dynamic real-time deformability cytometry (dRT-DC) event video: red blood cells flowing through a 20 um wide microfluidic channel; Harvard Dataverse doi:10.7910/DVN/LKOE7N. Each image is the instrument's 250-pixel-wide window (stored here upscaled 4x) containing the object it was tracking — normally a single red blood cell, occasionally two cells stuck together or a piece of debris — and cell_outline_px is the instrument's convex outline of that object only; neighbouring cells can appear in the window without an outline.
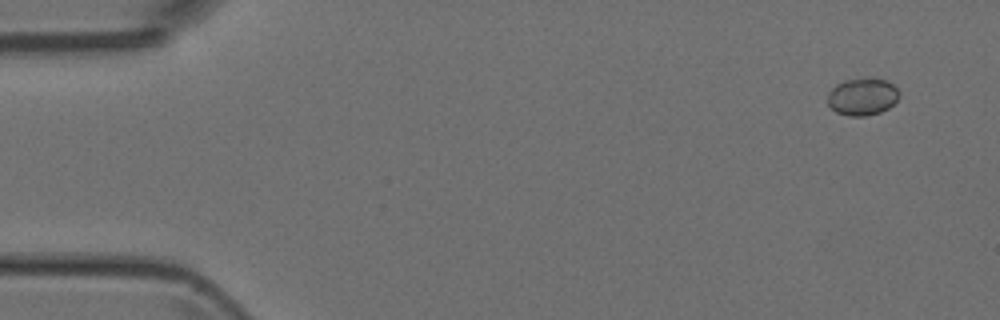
{"species": "Egyptian fruit bat (a non-hibernating species)", "species_latin": "Rousettus aegyptiacus", "temperature_condition": "room temperature", "stored_images_in_passage": 4, "camera_frame_rate_fps": 3000, "um_per_image_px": 0.085, "animal": {"sex": "female"}, "frame": {"image": 1, "passage_image": 1, "time_ms": 0.0, "image_size_px": [1000, 320], "cell_outline_px": [[900, 96], [888, 108], [880, 112], [864, 116], [848, 116], [836, 112], [828, 104], [828, 92], [836, 84], [844, 80], [868, 76], [872, 76], [884, 80], [892, 84], [900, 92]], "centroid_in_image_um": [73.3, 8.18], "position_along_channel_um": 11.7, "area_um2": 15.78}}
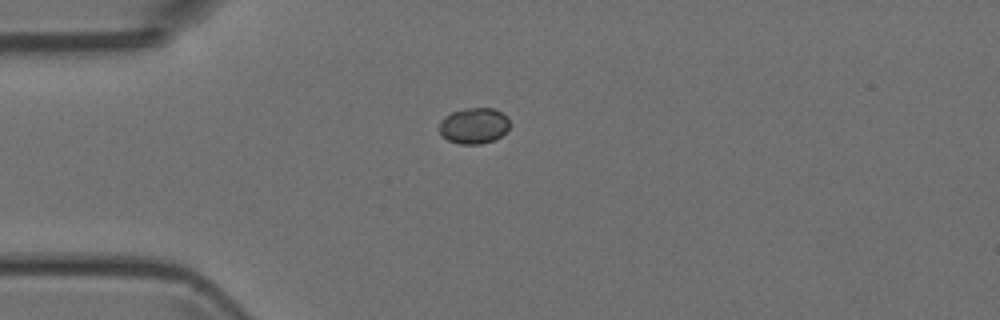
{"frame": {"image": 2, "passage_image": 4, "time_ms": 3.333, "image_size_px": [1000, 320], "cell_outline_px": [[508, 128], [500, 136], [492, 140], [480, 144], [460, 144], [448, 140], [440, 136], [440, 120], [444, 116], [452, 112], [464, 108], [492, 108], [508, 116]], "centroid_in_image_um": [40.24, 10.68], "position_along_channel_um": 44.8, "area_um2": 14.68}}